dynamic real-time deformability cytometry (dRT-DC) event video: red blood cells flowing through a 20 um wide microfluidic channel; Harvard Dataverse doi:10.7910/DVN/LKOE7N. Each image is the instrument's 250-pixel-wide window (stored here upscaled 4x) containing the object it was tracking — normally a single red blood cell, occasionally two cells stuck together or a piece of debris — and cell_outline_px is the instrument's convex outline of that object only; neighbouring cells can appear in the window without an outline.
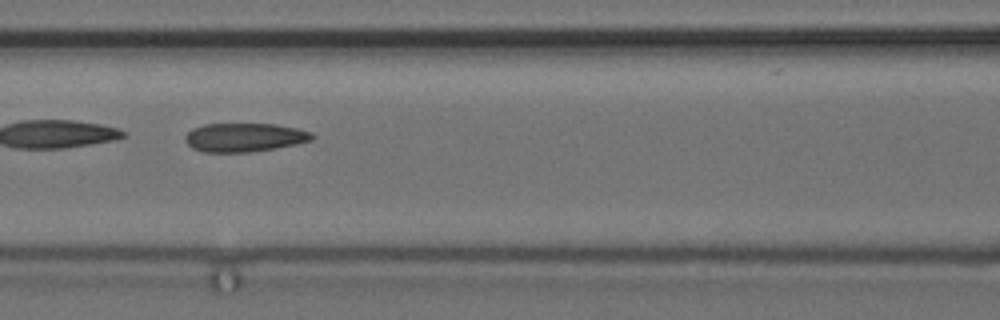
{"species": "common noctule bat (a hibernating species)", "species_latin": "Nyctalus noctula", "temperature_condition": "cold", "stored_images_in_passage": 10, "camera_frame_rate_fps": 3000, "um_per_image_px": 0.085, "animal": {"sex": "female", "body_mass_g": 24.6, "forearm_length_mm": 56.2}, "frame": {"image": 1, "passage_image": 6, "time_ms": 1.667, "image_size_px": [1000, 320], "cell_outline_px": [[316, 136], [312, 140], [296, 144], [276, 148], [252, 152], [204, 152], [192, 148], [184, 140], [184, 136], [192, 128], [204, 124], [276, 124], [296, 128], [312, 132]], "centroid_in_image_um": [20.78, 11.68], "position_along_channel_um": 145.8, "area_um2": 21.39}}
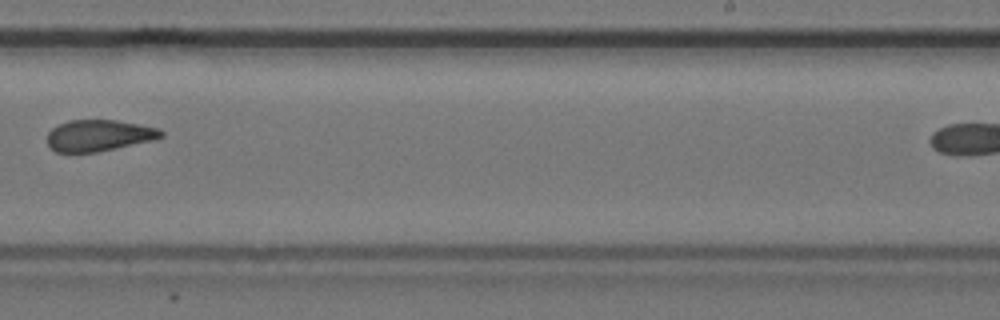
{"frame": {"image": 2, "passage_image": 9, "time_ms": 2.667, "image_size_px": [1000, 320], "cell_outline_px": [[164, 136], [152, 140], [100, 152], [56, 152], [48, 144], [48, 132], [52, 128], [68, 120], [116, 120], [160, 128], [164, 132]], "centroid_in_image_um": [8.43, 11.51], "position_along_channel_um": 280.6, "area_um2": 20.81}}
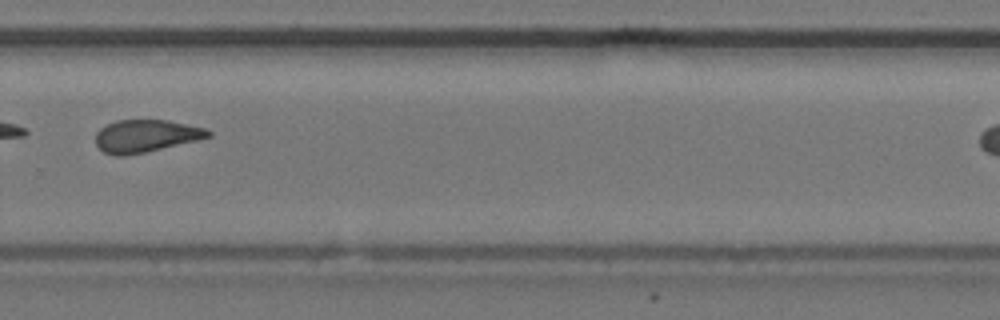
{"frame": {"image": 3, "passage_image": 10, "time_ms": 3.0, "image_size_px": [1000, 320], "cell_outline_px": [[212, 136], [200, 140], [144, 152], [124, 156], [116, 156], [104, 152], [96, 144], [96, 132], [100, 128], [116, 120], [168, 120], [204, 128], [212, 132]], "centroid_in_image_um": [12.41, 11.55], "position_along_channel_um": 317.4, "area_um2": 21.27}}